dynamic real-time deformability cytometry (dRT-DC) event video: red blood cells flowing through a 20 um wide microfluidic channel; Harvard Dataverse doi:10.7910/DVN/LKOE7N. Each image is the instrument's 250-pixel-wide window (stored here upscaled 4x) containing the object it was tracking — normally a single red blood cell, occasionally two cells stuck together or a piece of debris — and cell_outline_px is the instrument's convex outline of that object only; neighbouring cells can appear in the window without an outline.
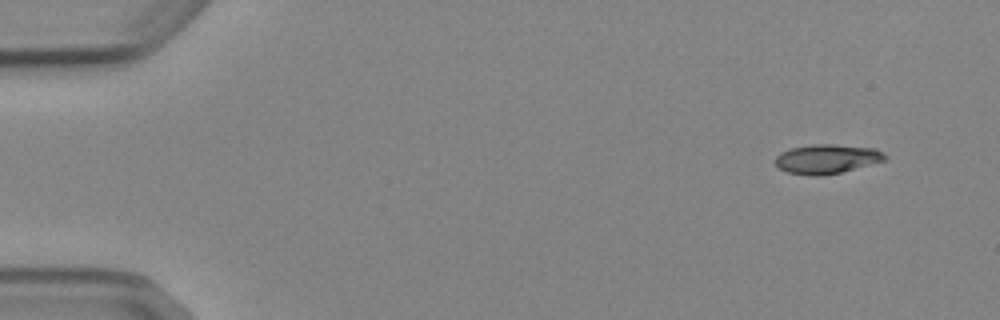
{"species": "Egyptian fruit bat (a non-hibernating species)", "species_latin": "Rousettus aegyptiacus", "temperature_condition": "cold", "stored_images_in_passage": 7, "camera_frame_rate_fps": 3000, "um_per_image_px": 0.085, "animal": {"sex": "female"}, "frame": {"image": 1, "passage_image": 1, "time_ms": 0.0, "image_size_px": [1000, 320], "cell_outline_px": [[888, 160], [840, 172], [820, 176], [812, 176], [788, 172], [780, 168], [776, 164], [776, 156], [780, 152], [792, 148], [812, 144], [832, 144], [876, 148], [884, 152], [888, 156]], "centroid_in_image_um": [70.34, 13.5], "position_along_channel_um": 14.7, "area_um2": 18.79}}
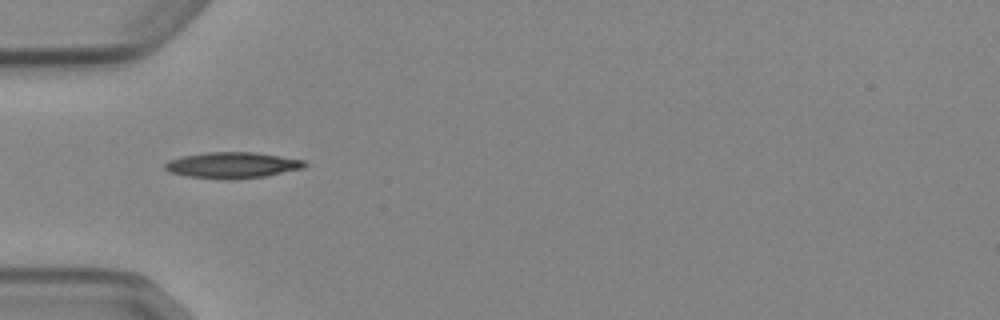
{"frame": {"image": 2, "passage_image": 4, "time_ms": 4.333, "image_size_px": [1000, 320], "cell_outline_px": [[308, 164], [304, 168], [264, 176], [188, 176], [168, 172], [164, 168], [164, 164], [168, 160], [180, 156], [208, 152], [256, 152], [304, 160]], "centroid_in_image_um": [19.75, 13.98], "position_along_channel_um": 65.3, "area_um2": 20.17}}
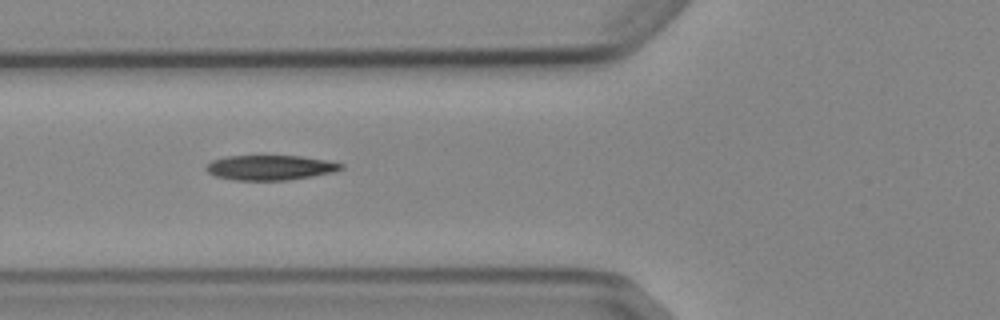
{"frame": {"image": 3, "passage_image": 5, "time_ms": 5.333, "image_size_px": [1000, 320], "cell_outline_px": [[344, 168], [332, 172], [312, 176], [288, 180], [236, 180], [216, 176], [208, 172], [204, 168], [212, 160], [224, 156], [300, 156], [324, 160], [344, 164]], "centroid_in_image_um": [22.94, 14.24], "position_along_channel_um": 102.9, "area_um2": 19.42}}